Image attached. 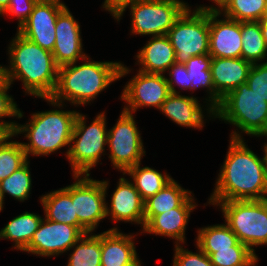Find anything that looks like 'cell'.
<instances>
[{
    "mask_svg": "<svg viewBox=\"0 0 267 266\" xmlns=\"http://www.w3.org/2000/svg\"><path fill=\"white\" fill-rule=\"evenodd\" d=\"M266 194L265 156L259 158L245 145L240 134L234 131L209 204L230 200L267 199Z\"/></svg>",
    "mask_w": 267,
    "mask_h": 266,
    "instance_id": "6da1fadb",
    "label": "cell"
},
{
    "mask_svg": "<svg viewBox=\"0 0 267 266\" xmlns=\"http://www.w3.org/2000/svg\"><path fill=\"white\" fill-rule=\"evenodd\" d=\"M59 67L56 88L50 98H45L54 106L63 107V100L72 104L85 105L107 88L113 81L129 73V69L120 62L90 61ZM89 60V61H87Z\"/></svg>",
    "mask_w": 267,
    "mask_h": 266,
    "instance_id": "7a4b0ae2",
    "label": "cell"
},
{
    "mask_svg": "<svg viewBox=\"0 0 267 266\" xmlns=\"http://www.w3.org/2000/svg\"><path fill=\"white\" fill-rule=\"evenodd\" d=\"M8 48L10 67L6 68L7 82H23L26 93L50 98L56 88L59 66L53 54L22 36L18 31Z\"/></svg>",
    "mask_w": 267,
    "mask_h": 266,
    "instance_id": "3957f363",
    "label": "cell"
},
{
    "mask_svg": "<svg viewBox=\"0 0 267 266\" xmlns=\"http://www.w3.org/2000/svg\"><path fill=\"white\" fill-rule=\"evenodd\" d=\"M76 111L52 110L32 114L25 125H17L14 135L21 133L30 141L21 143L27 158L32 155H48L66 145L71 137L77 114Z\"/></svg>",
    "mask_w": 267,
    "mask_h": 266,
    "instance_id": "277c9868",
    "label": "cell"
},
{
    "mask_svg": "<svg viewBox=\"0 0 267 266\" xmlns=\"http://www.w3.org/2000/svg\"><path fill=\"white\" fill-rule=\"evenodd\" d=\"M220 118L253 136H267V101L243 83L222 98L214 111Z\"/></svg>",
    "mask_w": 267,
    "mask_h": 266,
    "instance_id": "5b68a950",
    "label": "cell"
},
{
    "mask_svg": "<svg viewBox=\"0 0 267 266\" xmlns=\"http://www.w3.org/2000/svg\"><path fill=\"white\" fill-rule=\"evenodd\" d=\"M180 0H122L110 13L120 20L128 6L131 9V33L139 35H167L170 28L188 8Z\"/></svg>",
    "mask_w": 267,
    "mask_h": 266,
    "instance_id": "8992f818",
    "label": "cell"
},
{
    "mask_svg": "<svg viewBox=\"0 0 267 266\" xmlns=\"http://www.w3.org/2000/svg\"><path fill=\"white\" fill-rule=\"evenodd\" d=\"M211 204L220 205L225 224L251 251L255 253L252 246L267 245V199L230 200Z\"/></svg>",
    "mask_w": 267,
    "mask_h": 266,
    "instance_id": "52a82bcc",
    "label": "cell"
},
{
    "mask_svg": "<svg viewBox=\"0 0 267 266\" xmlns=\"http://www.w3.org/2000/svg\"><path fill=\"white\" fill-rule=\"evenodd\" d=\"M105 113L102 112L87 127L85 115L78 113L71 143L67 150V158L73 169V175L86 174L94 167L105 151L104 145H107L108 131L106 127Z\"/></svg>",
    "mask_w": 267,
    "mask_h": 266,
    "instance_id": "ba28073f",
    "label": "cell"
},
{
    "mask_svg": "<svg viewBox=\"0 0 267 266\" xmlns=\"http://www.w3.org/2000/svg\"><path fill=\"white\" fill-rule=\"evenodd\" d=\"M190 14L188 7L167 33L176 63L184 64L191 57L209 54V8L199 6Z\"/></svg>",
    "mask_w": 267,
    "mask_h": 266,
    "instance_id": "9c48e42d",
    "label": "cell"
},
{
    "mask_svg": "<svg viewBox=\"0 0 267 266\" xmlns=\"http://www.w3.org/2000/svg\"><path fill=\"white\" fill-rule=\"evenodd\" d=\"M107 145L114 168L123 171V175L129 168L141 163L145 151L131 113L122 111L117 124L108 131Z\"/></svg>",
    "mask_w": 267,
    "mask_h": 266,
    "instance_id": "30bf717a",
    "label": "cell"
},
{
    "mask_svg": "<svg viewBox=\"0 0 267 266\" xmlns=\"http://www.w3.org/2000/svg\"><path fill=\"white\" fill-rule=\"evenodd\" d=\"M89 176L74 175L76 181L71 184V198L78 221L92 234L100 220L107 217L105 198L108 182L93 180Z\"/></svg>",
    "mask_w": 267,
    "mask_h": 266,
    "instance_id": "8fae6325",
    "label": "cell"
},
{
    "mask_svg": "<svg viewBox=\"0 0 267 266\" xmlns=\"http://www.w3.org/2000/svg\"><path fill=\"white\" fill-rule=\"evenodd\" d=\"M170 93L167 78L163 74L138 71L122 92L121 99L128 103L123 109L131 114L143 106L160 110Z\"/></svg>",
    "mask_w": 267,
    "mask_h": 266,
    "instance_id": "7c38bea8",
    "label": "cell"
},
{
    "mask_svg": "<svg viewBox=\"0 0 267 266\" xmlns=\"http://www.w3.org/2000/svg\"><path fill=\"white\" fill-rule=\"evenodd\" d=\"M83 235L76 226L43 218L24 251L39 256L59 255L73 248Z\"/></svg>",
    "mask_w": 267,
    "mask_h": 266,
    "instance_id": "4fadbf2b",
    "label": "cell"
},
{
    "mask_svg": "<svg viewBox=\"0 0 267 266\" xmlns=\"http://www.w3.org/2000/svg\"><path fill=\"white\" fill-rule=\"evenodd\" d=\"M66 7L60 0H39L28 20L18 32L52 53L55 46V25L58 14Z\"/></svg>",
    "mask_w": 267,
    "mask_h": 266,
    "instance_id": "5bb4252c",
    "label": "cell"
},
{
    "mask_svg": "<svg viewBox=\"0 0 267 266\" xmlns=\"http://www.w3.org/2000/svg\"><path fill=\"white\" fill-rule=\"evenodd\" d=\"M202 8H209V55L217 58L241 57V22L227 17L217 19L222 12L216 7Z\"/></svg>",
    "mask_w": 267,
    "mask_h": 266,
    "instance_id": "9a60e30c",
    "label": "cell"
},
{
    "mask_svg": "<svg viewBox=\"0 0 267 266\" xmlns=\"http://www.w3.org/2000/svg\"><path fill=\"white\" fill-rule=\"evenodd\" d=\"M55 46L52 51L56 64L63 65L76 63L85 59L86 54L82 52V38L80 36V25L74 19L69 9L65 7L56 19L55 25Z\"/></svg>",
    "mask_w": 267,
    "mask_h": 266,
    "instance_id": "2e32d148",
    "label": "cell"
},
{
    "mask_svg": "<svg viewBox=\"0 0 267 266\" xmlns=\"http://www.w3.org/2000/svg\"><path fill=\"white\" fill-rule=\"evenodd\" d=\"M111 206H106V216L111 215L116 222H136L144 227V200L132 182L124 177L119 179L115 192L112 194Z\"/></svg>",
    "mask_w": 267,
    "mask_h": 266,
    "instance_id": "e0dca14e",
    "label": "cell"
},
{
    "mask_svg": "<svg viewBox=\"0 0 267 266\" xmlns=\"http://www.w3.org/2000/svg\"><path fill=\"white\" fill-rule=\"evenodd\" d=\"M133 238L115 227L101 233V266H141Z\"/></svg>",
    "mask_w": 267,
    "mask_h": 266,
    "instance_id": "ac0fdd59",
    "label": "cell"
},
{
    "mask_svg": "<svg viewBox=\"0 0 267 266\" xmlns=\"http://www.w3.org/2000/svg\"><path fill=\"white\" fill-rule=\"evenodd\" d=\"M252 65L242 57H212L210 70L217 95L222 99L229 92L246 83Z\"/></svg>",
    "mask_w": 267,
    "mask_h": 266,
    "instance_id": "d6986e66",
    "label": "cell"
},
{
    "mask_svg": "<svg viewBox=\"0 0 267 266\" xmlns=\"http://www.w3.org/2000/svg\"><path fill=\"white\" fill-rule=\"evenodd\" d=\"M196 207L194 199L190 196L180 207L163 214L153 216L143 227V232L155 235H164L177 241H185V229L188 224L190 212Z\"/></svg>",
    "mask_w": 267,
    "mask_h": 266,
    "instance_id": "ffe728a7",
    "label": "cell"
},
{
    "mask_svg": "<svg viewBox=\"0 0 267 266\" xmlns=\"http://www.w3.org/2000/svg\"><path fill=\"white\" fill-rule=\"evenodd\" d=\"M175 50L167 35L152 36L138 52L139 71L150 74H163L176 63Z\"/></svg>",
    "mask_w": 267,
    "mask_h": 266,
    "instance_id": "44dd1931",
    "label": "cell"
},
{
    "mask_svg": "<svg viewBox=\"0 0 267 266\" xmlns=\"http://www.w3.org/2000/svg\"><path fill=\"white\" fill-rule=\"evenodd\" d=\"M160 111L180 126L202 130L204 124L203 110L198 100L193 96L170 93L163 102Z\"/></svg>",
    "mask_w": 267,
    "mask_h": 266,
    "instance_id": "7402d4cb",
    "label": "cell"
},
{
    "mask_svg": "<svg viewBox=\"0 0 267 266\" xmlns=\"http://www.w3.org/2000/svg\"><path fill=\"white\" fill-rule=\"evenodd\" d=\"M45 218L57 223L78 227L84 234L90 233L79 221L71 198V185L43 195Z\"/></svg>",
    "mask_w": 267,
    "mask_h": 266,
    "instance_id": "603a6c76",
    "label": "cell"
},
{
    "mask_svg": "<svg viewBox=\"0 0 267 266\" xmlns=\"http://www.w3.org/2000/svg\"><path fill=\"white\" fill-rule=\"evenodd\" d=\"M191 194L172 179L159 192L144 201V225L153 216L180 207Z\"/></svg>",
    "mask_w": 267,
    "mask_h": 266,
    "instance_id": "cb8c5ba5",
    "label": "cell"
},
{
    "mask_svg": "<svg viewBox=\"0 0 267 266\" xmlns=\"http://www.w3.org/2000/svg\"><path fill=\"white\" fill-rule=\"evenodd\" d=\"M212 57L209 54L194 56L189 58L185 63L188 76L192 82L191 90L196 88H207L209 90L210 107L207 109L210 115H214V111L218 108L221 98L215 92L212 80V72L210 70Z\"/></svg>",
    "mask_w": 267,
    "mask_h": 266,
    "instance_id": "d4e9b609",
    "label": "cell"
},
{
    "mask_svg": "<svg viewBox=\"0 0 267 266\" xmlns=\"http://www.w3.org/2000/svg\"><path fill=\"white\" fill-rule=\"evenodd\" d=\"M42 219L39 215L25 212L13 218L1 229L0 239H10L15 242L14 248L24 251L28 247Z\"/></svg>",
    "mask_w": 267,
    "mask_h": 266,
    "instance_id": "484cf974",
    "label": "cell"
},
{
    "mask_svg": "<svg viewBox=\"0 0 267 266\" xmlns=\"http://www.w3.org/2000/svg\"><path fill=\"white\" fill-rule=\"evenodd\" d=\"M197 235L196 245L209 257L218 250L232 249L239 242L227 224L203 227Z\"/></svg>",
    "mask_w": 267,
    "mask_h": 266,
    "instance_id": "4316f807",
    "label": "cell"
},
{
    "mask_svg": "<svg viewBox=\"0 0 267 266\" xmlns=\"http://www.w3.org/2000/svg\"><path fill=\"white\" fill-rule=\"evenodd\" d=\"M217 7L232 20L260 21L266 15L267 0H223Z\"/></svg>",
    "mask_w": 267,
    "mask_h": 266,
    "instance_id": "83f0119b",
    "label": "cell"
},
{
    "mask_svg": "<svg viewBox=\"0 0 267 266\" xmlns=\"http://www.w3.org/2000/svg\"><path fill=\"white\" fill-rule=\"evenodd\" d=\"M141 163H137L134 167L129 168L124 174H128L133 178L135 189L140 193L141 198L145 201L150 196L159 192L173 178L162 174L150 167H140Z\"/></svg>",
    "mask_w": 267,
    "mask_h": 266,
    "instance_id": "f1b7e54d",
    "label": "cell"
},
{
    "mask_svg": "<svg viewBox=\"0 0 267 266\" xmlns=\"http://www.w3.org/2000/svg\"><path fill=\"white\" fill-rule=\"evenodd\" d=\"M241 57L252 63L267 58V46L262 36L259 21L241 22Z\"/></svg>",
    "mask_w": 267,
    "mask_h": 266,
    "instance_id": "f546056e",
    "label": "cell"
},
{
    "mask_svg": "<svg viewBox=\"0 0 267 266\" xmlns=\"http://www.w3.org/2000/svg\"><path fill=\"white\" fill-rule=\"evenodd\" d=\"M73 248L67 266H101V234H84Z\"/></svg>",
    "mask_w": 267,
    "mask_h": 266,
    "instance_id": "4dcf8cb0",
    "label": "cell"
},
{
    "mask_svg": "<svg viewBox=\"0 0 267 266\" xmlns=\"http://www.w3.org/2000/svg\"><path fill=\"white\" fill-rule=\"evenodd\" d=\"M14 135H6L0 141V181L10 176L27 161V155L21 142H7Z\"/></svg>",
    "mask_w": 267,
    "mask_h": 266,
    "instance_id": "1f68e13d",
    "label": "cell"
},
{
    "mask_svg": "<svg viewBox=\"0 0 267 266\" xmlns=\"http://www.w3.org/2000/svg\"><path fill=\"white\" fill-rule=\"evenodd\" d=\"M210 259L213 266H255L258 256L239 241L232 249L213 253Z\"/></svg>",
    "mask_w": 267,
    "mask_h": 266,
    "instance_id": "d6a6232c",
    "label": "cell"
},
{
    "mask_svg": "<svg viewBox=\"0 0 267 266\" xmlns=\"http://www.w3.org/2000/svg\"><path fill=\"white\" fill-rule=\"evenodd\" d=\"M28 165L29 161L13 172L10 176L0 181V188L3 197H5V193H8L19 201H24L29 197L32 180Z\"/></svg>",
    "mask_w": 267,
    "mask_h": 266,
    "instance_id": "836d02e7",
    "label": "cell"
},
{
    "mask_svg": "<svg viewBox=\"0 0 267 266\" xmlns=\"http://www.w3.org/2000/svg\"><path fill=\"white\" fill-rule=\"evenodd\" d=\"M10 83H6L4 86L0 87V118L4 117H18L23 116L20 109L17 108V104L14 99L7 94V90L10 88ZM18 123L15 122H0V127L8 134L14 135Z\"/></svg>",
    "mask_w": 267,
    "mask_h": 266,
    "instance_id": "e575fe53",
    "label": "cell"
},
{
    "mask_svg": "<svg viewBox=\"0 0 267 266\" xmlns=\"http://www.w3.org/2000/svg\"><path fill=\"white\" fill-rule=\"evenodd\" d=\"M199 252L193 253L175 244L173 266H213L210 257L198 246Z\"/></svg>",
    "mask_w": 267,
    "mask_h": 266,
    "instance_id": "d590c367",
    "label": "cell"
},
{
    "mask_svg": "<svg viewBox=\"0 0 267 266\" xmlns=\"http://www.w3.org/2000/svg\"><path fill=\"white\" fill-rule=\"evenodd\" d=\"M246 83L251 90L267 101V62L253 64Z\"/></svg>",
    "mask_w": 267,
    "mask_h": 266,
    "instance_id": "8d00e7d4",
    "label": "cell"
},
{
    "mask_svg": "<svg viewBox=\"0 0 267 266\" xmlns=\"http://www.w3.org/2000/svg\"><path fill=\"white\" fill-rule=\"evenodd\" d=\"M39 0H10L9 6L1 14L15 15L18 20V29L28 20L34 6Z\"/></svg>",
    "mask_w": 267,
    "mask_h": 266,
    "instance_id": "74e56055",
    "label": "cell"
},
{
    "mask_svg": "<svg viewBox=\"0 0 267 266\" xmlns=\"http://www.w3.org/2000/svg\"><path fill=\"white\" fill-rule=\"evenodd\" d=\"M168 70H170L169 76L171 78H167V83L169 85V90L171 93H179L178 91H176L174 83L180 85L182 87L181 90L191 89L192 82L188 76V72L184 64L174 63Z\"/></svg>",
    "mask_w": 267,
    "mask_h": 266,
    "instance_id": "f35d334b",
    "label": "cell"
},
{
    "mask_svg": "<svg viewBox=\"0 0 267 266\" xmlns=\"http://www.w3.org/2000/svg\"><path fill=\"white\" fill-rule=\"evenodd\" d=\"M262 36L267 46V16H264L260 21Z\"/></svg>",
    "mask_w": 267,
    "mask_h": 266,
    "instance_id": "ab89813d",
    "label": "cell"
},
{
    "mask_svg": "<svg viewBox=\"0 0 267 266\" xmlns=\"http://www.w3.org/2000/svg\"><path fill=\"white\" fill-rule=\"evenodd\" d=\"M121 1L122 0H104V4L102 6L110 12Z\"/></svg>",
    "mask_w": 267,
    "mask_h": 266,
    "instance_id": "60d3db41",
    "label": "cell"
},
{
    "mask_svg": "<svg viewBox=\"0 0 267 266\" xmlns=\"http://www.w3.org/2000/svg\"><path fill=\"white\" fill-rule=\"evenodd\" d=\"M7 83L6 78V67L0 65V87L4 86Z\"/></svg>",
    "mask_w": 267,
    "mask_h": 266,
    "instance_id": "b9f144b4",
    "label": "cell"
},
{
    "mask_svg": "<svg viewBox=\"0 0 267 266\" xmlns=\"http://www.w3.org/2000/svg\"><path fill=\"white\" fill-rule=\"evenodd\" d=\"M10 0H0V15L7 9L9 6Z\"/></svg>",
    "mask_w": 267,
    "mask_h": 266,
    "instance_id": "7bdbcfd3",
    "label": "cell"
},
{
    "mask_svg": "<svg viewBox=\"0 0 267 266\" xmlns=\"http://www.w3.org/2000/svg\"><path fill=\"white\" fill-rule=\"evenodd\" d=\"M4 197H3V194H2V191H1V188H0V211L3 209V200Z\"/></svg>",
    "mask_w": 267,
    "mask_h": 266,
    "instance_id": "ee69618b",
    "label": "cell"
},
{
    "mask_svg": "<svg viewBox=\"0 0 267 266\" xmlns=\"http://www.w3.org/2000/svg\"><path fill=\"white\" fill-rule=\"evenodd\" d=\"M8 135L1 127H0V141Z\"/></svg>",
    "mask_w": 267,
    "mask_h": 266,
    "instance_id": "f6af8a7d",
    "label": "cell"
},
{
    "mask_svg": "<svg viewBox=\"0 0 267 266\" xmlns=\"http://www.w3.org/2000/svg\"><path fill=\"white\" fill-rule=\"evenodd\" d=\"M264 156H265V161H266V168H267V143L264 145Z\"/></svg>",
    "mask_w": 267,
    "mask_h": 266,
    "instance_id": "bcb514c9",
    "label": "cell"
},
{
    "mask_svg": "<svg viewBox=\"0 0 267 266\" xmlns=\"http://www.w3.org/2000/svg\"><path fill=\"white\" fill-rule=\"evenodd\" d=\"M214 1V3H216V5H219L223 0H212Z\"/></svg>",
    "mask_w": 267,
    "mask_h": 266,
    "instance_id": "7dc6e473",
    "label": "cell"
}]
</instances>
